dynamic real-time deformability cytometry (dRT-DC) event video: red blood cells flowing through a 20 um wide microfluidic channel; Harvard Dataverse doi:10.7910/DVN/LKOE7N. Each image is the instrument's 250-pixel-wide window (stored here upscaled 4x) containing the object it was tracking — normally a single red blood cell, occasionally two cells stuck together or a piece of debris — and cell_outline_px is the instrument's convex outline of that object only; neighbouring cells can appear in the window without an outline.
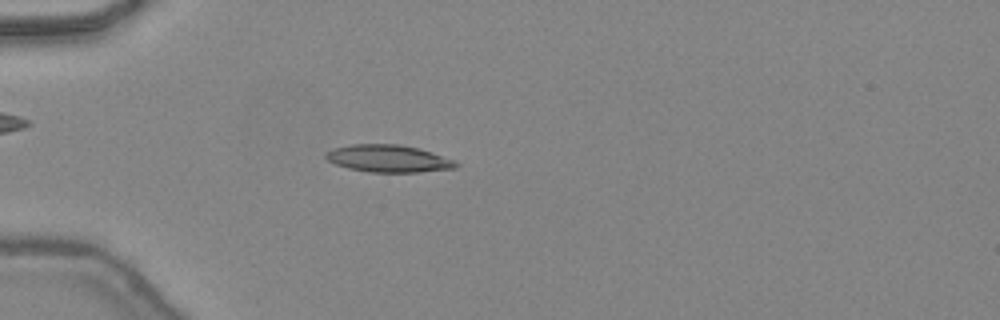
{"species": "common noctule bat (a hibernating species)", "species_latin": "Nyctalus noctula", "temperature_condition": "warm", "stored_images_in_passage": 46, "camera_frame_rate_fps": 3000, "um_per_image_px": 0.085, "animal": {"sex": "female", "body_mass_g": 24.6, "forearm_length_mm": 56.2}, "frame": {"image": 1, "passage_image": 14, "time_ms": 4.333, "image_size_px": [1000, 320], "cell_outline_px": [[460, 164], [456, 168], [420, 172], [368, 172], [348, 168], [336, 164], [328, 160], [324, 156], [324, 152], [332, 148], [352, 144], [400, 144], [420, 148], [456, 160]], "centroid_in_image_um": [33.03, 13.47], "position_along_channel_um": 52.0, "area_um2": 20.98}}
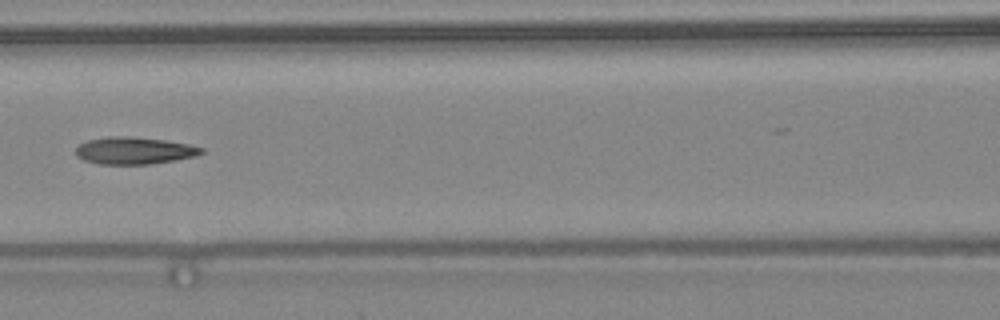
{"frame": {"image": 2, "passage_image": 22, "time_ms": 7.0, "image_size_px": [1000, 320], "cell_outline_px": [[204, 152], [196, 156], [176, 160], [148, 164], [100, 164], [84, 160], [76, 156], [76, 148], [80, 144], [88, 140], [108, 136], [128, 136], [164, 140], [188, 144], [204, 148]], "centroid_in_image_um": [11.41, 12.8], "position_along_channel_um": 155.2, "area_um2": 19.83}}
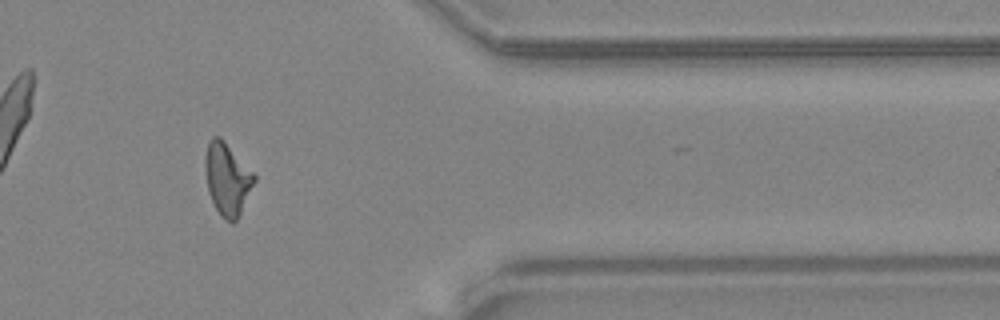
{"frame": {"image": 3, "passage_image": 39, "time_ms": 12.667, "image_size_px": [1000, 320], "cell_outline_px": [[256, 180], [236, 220], [232, 224], [224, 220], [220, 216], [208, 192], [204, 168], [204, 156], [208, 144], [212, 136], [220, 136], [224, 140], [256, 176]], "centroid_in_image_um": [19.29, 15.21], "position_along_channel_um": 392.1, "area_um2": 20.58}, "authors_computed_cell_mechanics": {"area_um2": 19.6231, "velocity_mm_per_s": 4.4915, "shape_relaxation_time_tau1_ms": null, "shape_relaxation_time_tau2_ms": 2.8009, "deformation_change_tau1": null, "deformation_change_tau2": 0.1238}}